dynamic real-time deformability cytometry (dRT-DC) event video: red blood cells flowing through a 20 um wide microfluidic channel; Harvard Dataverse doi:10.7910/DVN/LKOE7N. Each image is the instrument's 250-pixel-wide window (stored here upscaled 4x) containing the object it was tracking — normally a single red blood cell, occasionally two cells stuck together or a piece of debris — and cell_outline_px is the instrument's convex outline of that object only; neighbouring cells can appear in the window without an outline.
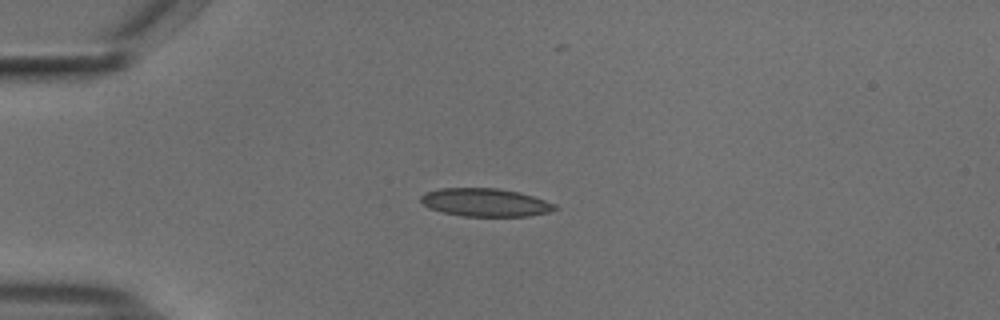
{"species": "common noctule bat (a hibernating species)", "species_latin": "Nyctalus noctula", "temperature_condition": "cold", "stored_images_in_passage": 42, "camera_frame_rate_fps": 3000, "um_per_image_px": 0.085, "animal": {"sex": "male", "body_mass_g": 18.8}, "frame": {"image": 1, "passage_image": 1, "time_ms": 0.0, "image_size_px": [1000, 320], "cell_outline_px": [[560, 208], [548, 212], [528, 216], [464, 216], [444, 212], [428, 208], [420, 200], [420, 196], [424, 192], [440, 188], [496, 188], [520, 192], [556, 204]], "centroid_in_image_um": [41.25, 17.2], "position_along_channel_um": 43.8, "area_um2": 21.96}}
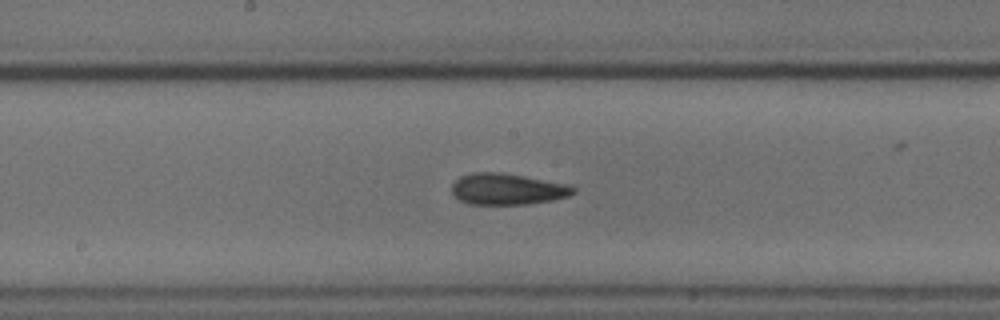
{"frame": {"image": 2, "passage_image": 16, "time_ms": 5.0, "image_size_px": [1000, 320], "cell_outline_px": [[576, 192], [568, 196], [552, 200], [524, 204], [468, 204], [460, 200], [452, 192], [452, 184], [460, 176], [472, 172], [500, 172], [524, 176], [568, 184], [576, 188]], "centroid_in_image_um": [43.12, 16.06], "position_along_channel_um": 205.1, "area_um2": 22.08}}
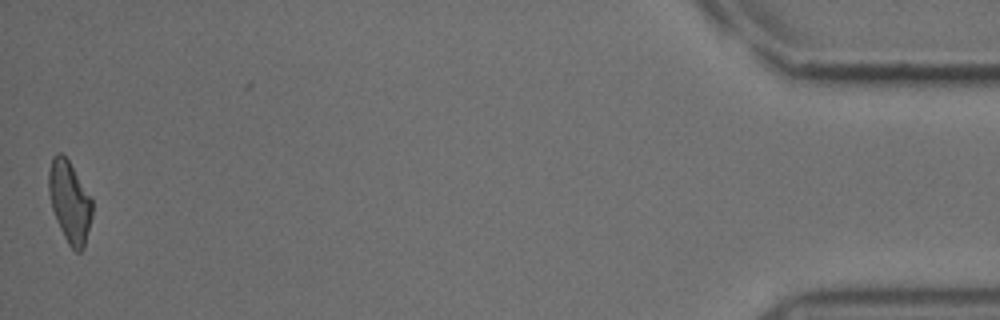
{"frame": {"image": 3, "passage_image": 41, "time_ms": 13.333, "image_size_px": [1000, 320], "cell_outline_px": [[92, 216], [84, 248], [80, 252], [76, 252], [68, 244], [56, 220], [52, 208], [48, 192], [48, 172], [52, 156], [56, 152], [60, 152], [68, 160], [92, 200]], "centroid_in_image_um": [5.9, 17.16], "position_along_channel_um": 429.3, "area_um2": 20.52}, "authors_computed_cell_mechanics": {"area_um2": 21.7039, "velocity_mm_per_s": 3.7331, "shape_relaxation_time_tau1_ms": 6.6067, "shape_relaxation_time_tau2_ms": 2.9464, "deformation_change_tau1": 0.1733, "deformation_change_tau2": 0.0985}}